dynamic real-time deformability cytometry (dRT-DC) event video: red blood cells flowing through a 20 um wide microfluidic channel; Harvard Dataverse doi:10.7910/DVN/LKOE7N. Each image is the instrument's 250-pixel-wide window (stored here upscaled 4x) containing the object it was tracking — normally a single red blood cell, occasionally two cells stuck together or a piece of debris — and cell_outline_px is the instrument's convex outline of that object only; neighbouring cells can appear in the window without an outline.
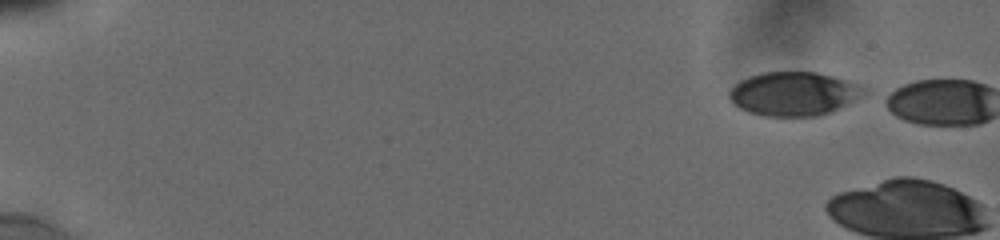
{"species": "human", "species_latin": "Homo sapiens", "temperature_condition": "cold", "stored_images_in_passage": 3, "camera_frame_rate_fps": 3000, "um_per_image_px": 0.085, "donor": {"sex": "male"}, "frame": {"image": 1, "passage_image": 1, "time_ms": 0.0, "image_size_px": [1000, 240], "cell_outline_px": [[872, 92], [832, 112], [820, 116], [764, 116], [748, 112], [740, 108], [728, 96], [728, 92], [740, 80], [748, 76], [764, 72], [816, 72], [864, 84], [872, 88]], "centroid_in_image_um": [67.6, 7.97], "position_along_channel_um": 17.4, "area_um2": 35.08}}